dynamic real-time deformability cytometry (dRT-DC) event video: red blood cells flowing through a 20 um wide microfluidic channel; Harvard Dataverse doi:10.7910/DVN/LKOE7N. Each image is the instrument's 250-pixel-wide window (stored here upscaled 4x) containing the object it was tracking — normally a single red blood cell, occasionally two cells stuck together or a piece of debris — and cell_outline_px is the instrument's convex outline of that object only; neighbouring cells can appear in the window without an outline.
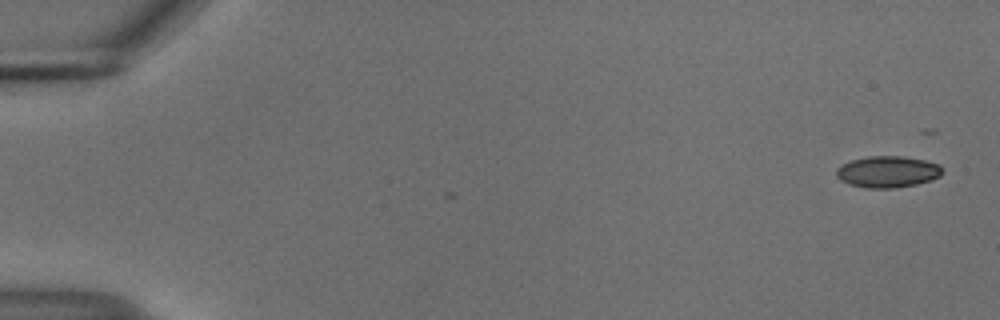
{"species": "common noctule bat (a hibernating species)", "species_latin": "Nyctalus noctula", "temperature_condition": "cold", "stored_images_in_passage": 2, "camera_frame_rate_fps": 3000, "um_per_image_px": 0.085, "animal": {"sex": "male", "body_mass_g": 18.8}, "frame": {"image": 1, "passage_image": 2, "time_ms": 0.333, "image_size_px": [1000, 320], "cell_outline_px": [[944, 172], [940, 176], [932, 180], [916, 184], [896, 188], [868, 188], [848, 184], [840, 180], [836, 176], [836, 168], [852, 160], [868, 156], [904, 156], [924, 160], [940, 164], [944, 168]], "centroid_in_image_um": [75.49, 14.6], "position_along_channel_um": 9.5, "area_um2": 19.65}}